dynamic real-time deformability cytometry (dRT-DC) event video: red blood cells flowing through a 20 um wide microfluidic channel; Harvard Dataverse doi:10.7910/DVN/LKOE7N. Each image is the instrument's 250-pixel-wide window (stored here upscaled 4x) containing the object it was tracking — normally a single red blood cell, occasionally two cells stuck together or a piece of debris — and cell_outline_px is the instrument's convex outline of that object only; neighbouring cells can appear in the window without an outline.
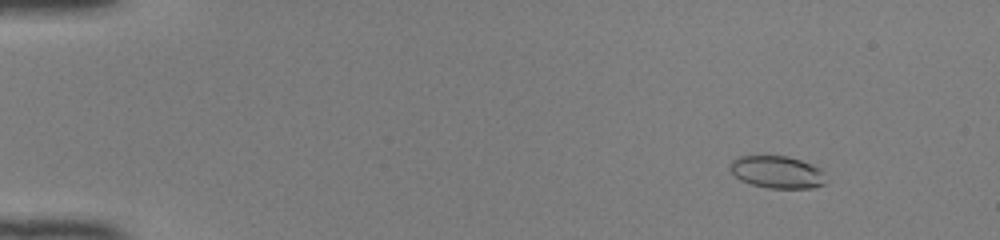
{"species": "common noctule bat (a hibernating species)", "species_latin": "Nyctalus noctula", "temperature_condition": "room temperature", "stored_images_in_passage": 51, "camera_frame_rate_fps": 3000, "um_per_image_px": 0.085, "animal": {"sex": "female", "body_mass_g": 22.0, "forearm_length_mm": 56.7}, "frame": {"image": 1, "passage_image": 7, "time_ms": 2.0, "image_size_px": [1000, 240], "cell_outline_px": [[824, 184], [812, 188], [768, 188], [752, 184], [740, 180], [728, 168], [732, 160], [740, 156], [788, 156], [800, 160], [820, 168]], "centroid_in_image_um": [66.0, 14.62], "position_along_channel_um": 19.0, "area_um2": 17.8}}
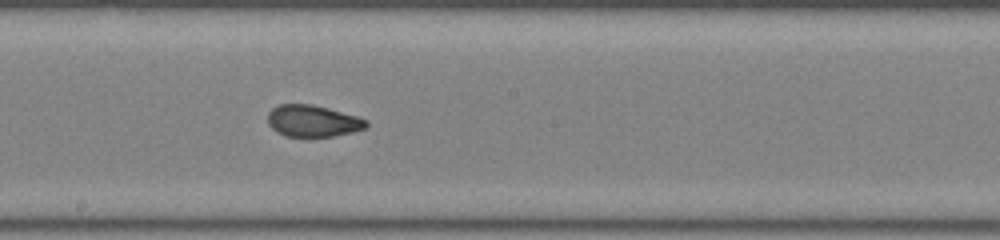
{"frame": {"image": 2, "passage_image": 30, "time_ms": 9.667, "image_size_px": [1000, 240], "cell_outline_px": [[368, 124], [364, 128], [352, 132], [332, 136], [284, 136], [276, 132], [268, 124], [268, 112], [272, 108], [280, 104], [312, 104], [328, 108], [356, 116], [368, 120]], "centroid_in_image_um": [26.56, 10.27], "position_along_channel_um": 221.6, "area_um2": 18.09}}
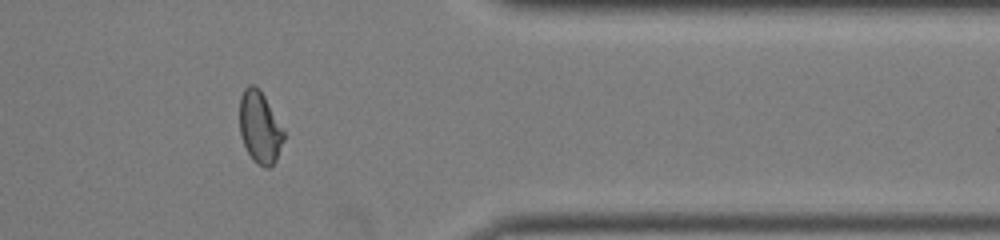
{"frame": {"image": 3, "passage_image": 43, "time_ms": 14.0, "image_size_px": [1000, 240], "cell_outline_px": [[284, 140], [276, 160], [268, 168], [264, 168], [256, 164], [252, 160], [244, 144], [240, 132], [240, 96], [244, 88], [248, 84], [252, 84], [260, 88], [284, 132]], "centroid_in_image_um": [22.07, 10.82], "position_along_channel_um": 389.3, "area_um2": 18.44}, "authors_computed_cell_mechanics": {"area_um2": 18.4382, "velocity_mm_per_s": 4.1337, "shape_relaxation_time_tau1_ms": 11.0092, "shape_relaxation_time_tau2_ms": 1.2739, "deformation_change_tau1": 0.2798, "deformation_change_tau2": 0.0516}}